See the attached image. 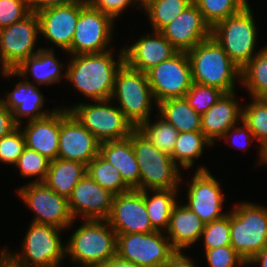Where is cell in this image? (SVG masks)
Masks as SVG:
<instances>
[{"mask_svg":"<svg viewBox=\"0 0 267 267\" xmlns=\"http://www.w3.org/2000/svg\"><path fill=\"white\" fill-rule=\"evenodd\" d=\"M51 267H61V264L59 265H54V266H51ZM63 267V266H62Z\"/></svg>","mask_w":267,"mask_h":267,"instance_id":"56","label":"cell"},{"mask_svg":"<svg viewBox=\"0 0 267 267\" xmlns=\"http://www.w3.org/2000/svg\"><path fill=\"white\" fill-rule=\"evenodd\" d=\"M116 235V255L141 267H164L175 251L165 232Z\"/></svg>","mask_w":267,"mask_h":267,"instance_id":"13","label":"cell"},{"mask_svg":"<svg viewBox=\"0 0 267 267\" xmlns=\"http://www.w3.org/2000/svg\"><path fill=\"white\" fill-rule=\"evenodd\" d=\"M17 127L12 112L0 101V138L10 134Z\"/></svg>","mask_w":267,"mask_h":267,"instance_id":"46","label":"cell"},{"mask_svg":"<svg viewBox=\"0 0 267 267\" xmlns=\"http://www.w3.org/2000/svg\"><path fill=\"white\" fill-rule=\"evenodd\" d=\"M117 51L68 55L66 81L89 101L111 99L116 73L124 63L123 47Z\"/></svg>","mask_w":267,"mask_h":267,"instance_id":"1","label":"cell"},{"mask_svg":"<svg viewBox=\"0 0 267 267\" xmlns=\"http://www.w3.org/2000/svg\"><path fill=\"white\" fill-rule=\"evenodd\" d=\"M49 165L50 160L47 157L25 147L13 168L18 169L20 177L30 179L29 183H37L45 180Z\"/></svg>","mask_w":267,"mask_h":267,"instance_id":"38","label":"cell"},{"mask_svg":"<svg viewBox=\"0 0 267 267\" xmlns=\"http://www.w3.org/2000/svg\"><path fill=\"white\" fill-rule=\"evenodd\" d=\"M111 100L116 101L114 103L135 128L153 117L154 111L158 113V103L146 73L131 68L125 62L116 73Z\"/></svg>","mask_w":267,"mask_h":267,"instance_id":"4","label":"cell"},{"mask_svg":"<svg viewBox=\"0 0 267 267\" xmlns=\"http://www.w3.org/2000/svg\"><path fill=\"white\" fill-rule=\"evenodd\" d=\"M180 189L145 190V206L155 231L166 232L173 207L181 197Z\"/></svg>","mask_w":267,"mask_h":267,"instance_id":"29","label":"cell"},{"mask_svg":"<svg viewBox=\"0 0 267 267\" xmlns=\"http://www.w3.org/2000/svg\"><path fill=\"white\" fill-rule=\"evenodd\" d=\"M255 18L249 4L239 13L218 22L211 29V36L240 69L261 50L257 45L259 27Z\"/></svg>","mask_w":267,"mask_h":267,"instance_id":"6","label":"cell"},{"mask_svg":"<svg viewBox=\"0 0 267 267\" xmlns=\"http://www.w3.org/2000/svg\"><path fill=\"white\" fill-rule=\"evenodd\" d=\"M197 265L198 263L189 257L186 251L175 250L164 264V267H198Z\"/></svg>","mask_w":267,"mask_h":267,"instance_id":"47","label":"cell"},{"mask_svg":"<svg viewBox=\"0 0 267 267\" xmlns=\"http://www.w3.org/2000/svg\"><path fill=\"white\" fill-rule=\"evenodd\" d=\"M204 257L209 267H246L245 260L231 245L205 249Z\"/></svg>","mask_w":267,"mask_h":267,"instance_id":"42","label":"cell"},{"mask_svg":"<svg viewBox=\"0 0 267 267\" xmlns=\"http://www.w3.org/2000/svg\"><path fill=\"white\" fill-rule=\"evenodd\" d=\"M6 254L4 247H0V259Z\"/></svg>","mask_w":267,"mask_h":267,"instance_id":"55","label":"cell"},{"mask_svg":"<svg viewBox=\"0 0 267 267\" xmlns=\"http://www.w3.org/2000/svg\"><path fill=\"white\" fill-rule=\"evenodd\" d=\"M195 173L190 175L191 178L183 180L181 184L185 183L186 194L183 198L185 205H187L204 224L210 223L214 220L222 218L229 213L230 209L224 208L226 202L224 189L221 186L220 180L218 181L215 175H212L211 170L206 165H199L194 170ZM193 176V177H192ZM226 210V211H223Z\"/></svg>","mask_w":267,"mask_h":267,"instance_id":"10","label":"cell"},{"mask_svg":"<svg viewBox=\"0 0 267 267\" xmlns=\"http://www.w3.org/2000/svg\"><path fill=\"white\" fill-rule=\"evenodd\" d=\"M87 2V0H29L31 12H40L46 8Z\"/></svg>","mask_w":267,"mask_h":267,"instance_id":"48","label":"cell"},{"mask_svg":"<svg viewBox=\"0 0 267 267\" xmlns=\"http://www.w3.org/2000/svg\"><path fill=\"white\" fill-rule=\"evenodd\" d=\"M158 114L177 131H201V115L188 104L185 97L169 98L158 103Z\"/></svg>","mask_w":267,"mask_h":267,"instance_id":"31","label":"cell"},{"mask_svg":"<svg viewBox=\"0 0 267 267\" xmlns=\"http://www.w3.org/2000/svg\"><path fill=\"white\" fill-rule=\"evenodd\" d=\"M86 170L87 166L81 162L57 158L50 161L43 182L55 193L68 199Z\"/></svg>","mask_w":267,"mask_h":267,"instance_id":"28","label":"cell"},{"mask_svg":"<svg viewBox=\"0 0 267 267\" xmlns=\"http://www.w3.org/2000/svg\"><path fill=\"white\" fill-rule=\"evenodd\" d=\"M100 142L66 108L60 107L58 159L78 161L86 166L99 154Z\"/></svg>","mask_w":267,"mask_h":267,"instance_id":"16","label":"cell"},{"mask_svg":"<svg viewBox=\"0 0 267 267\" xmlns=\"http://www.w3.org/2000/svg\"><path fill=\"white\" fill-rule=\"evenodd\" d=\"M146 75L157 103L184 97L193 84L188 55L182 51L153 67Z\"/></svg>","mask_w":267,"mask_h":267,"instance_id":"15","label":"cell"},{"mask_svg":"<svg viewBox=\"0 0 267 267\" xmlns=\"http://www.w3.org/2000/svg\"><path fill=\"white\" fill-rule=\"evenodd\" d=\"M155 114L154 119L144 121L137 128L157 149L171 156L179 132L158 113Z\"/></svg>","mask_w":267,"mask_h":267,"instance_id":"35","label":"cell"},{"mask_svg":"<svg viewBox=\"0 0 267 267\" xmlns=\"http://www.w3.org/2000/svg\"><path fill=\"white\" fill-rule=\"evenodd\" d=\"M219 141H225L226 145L228 144L230 147L239 150H247L253 144L252 142H257L249 126L243 119L241 122L232 126Z\"/></svg>","mask_w":267,"mask_h":267,"instance_id":"44","label":"cell"},{"mask_svg":"<svg viewBox=\"0 0 267 267\" xmlns=\"http://www.w3.org/2000/svg\"><path fill=\"white\" fill-rule=\"evenodd\" d=\"M0 66H1V74L5 73L8 69L4 66L3 61L1 60L0 57Z\"/></svg>","mask_w":267,"mask_h":267,"instance_id":"54","label":"cell"},{"mask_svg":"<svg viewBox=\"0 0 267 267\" xmlns=\"http://www.w3.org/2000/svg\"><path fill=\"white\" fill-rule=\"evenodd\" d=\"M87 2L95 9L100 10L102 13H105L111 16L116 22L117 18L121 14L130 8L136 7L132 0H87Z\"/></svg>","mask_w":267,"mask_h":267,"instance_id":"45","label":"cell"},{"mask_svg":"<svg viewBox=\"0 0 267 267\" xmlns=\"http://www.w3.org/2000/svg\"><path fill=\"white\" fill-rule=\"evenodd\" d=\"M199 243H202V250L230 245V210L222 218L204 224Z\"/></svg>","mask_w":267,"mask_h":267,"instance_id":"39","label":"cell"},{"mask_svg":"<svg viewBox=\"0 0 267 267\" xmlns=\"http://www.w3.org/2000/svg\"><path fill=\"white\" fill-rule=\"evenodd\" d=\"M153 0H132L136 8L143 10L152 2Z\"/></svg>","mask_w":267,"mask_h":267,"instance_id":"52","label":"cell"},{"mask_svg":"<svg viewBox=\"0 0 267 267\" xmlns=\"http://www.w3.org/2000/svg\"><path fill=\"white\" fill-rule=\"evenodd\" d=\"M88 2L50 7L37 12L40 24V36L50 47L44 49H59L65 52L71 47L76 25L81 9Z\"/></svg>","mask_w":267,"mask_h":267,"instance_id":"19","label":"cell"},{"mask_svg":"<svg viewBox=\"0 0 267 267\" xmlns=\"http://www.w3.org/2000/svg\"><path fill=\"white\" fill-rule=\"evenodd\" d=\"M99 155L119 170L130 189L140 190L139 166L129 136L100 143Z\"/></svg>","mask_w":267,"mask_h":267,"instance_id":"27","label":"cell"},{"mask_svg":"<svg viewBox=\"0 0 267 267\" xmlns=\"http://www.w3.org/2000/svg\"><path fill=\"white\" fill-rule=\"evenodd\" d=\"M203 229L204 223L201 219L183 202H177L165 233L174 250L185 251L192 245H198Z\"/></svg>","mask_w":267,"mask_h":267,"instance_id":"26","label":"cell"},{"mask_svg":"<svg viewBox=\"0 0 267 267\" xmlns=\"http://www.w3.org/2000/svg\"><path fill=\"white\" fill-rule=\"evenodd\" d=\"M186 53L194 83L213 86L225 93L237 90L241 69L230 59L215 38L210 36Z\"/></svg>","mask_w":267,"mask_h":267,"instance_id":"3","label":"cell"},{"mask_svg":"<svg viewBox=\"0 0 267 267\" xmlns=\"http://www.w3.org/2000/svg\"><path fill=\"white\" fill-rule=\"evenodd\" d=\"M16 76L21 78L20 81L15 83L14 89L4 92L5 96L0 95V101L12 112L13 119L18 126L24 123V120L28 122L45 118L58 108L57 106L51 110L45 108V100L48 101V99L42 94L39 86L27 82L14 70H7L2 74L3 80L6 78L10 80L9 77L13 79Z\"/></svg>","mask_w":267,"mask_h":267,"instance_id":"17","label":"cell"},{"mask_svg":"<svg viewBox=\"0 0 267 267\" xmlns=\"http://www.w3.org/2000/svg\"><path fill=\"white\" fill-rule=\"evenodd\" d=\"M30 13L29 0H0V29L23 20Z\"/></svg>","mask_w":267,"mask_h":267,"instance_id":"43","label":"cell"},{"mask_svg":"<svg viewBox=\"0 0 267 267\" xmlns=\"http://www.w3.org/2000/svg\"><path fill=\"white\" fill-rule=\"evenodd\" d=\"M267 167V145L263 148V160H262V164L261 167Z\"/></svg>","mask_w":267,"mask_h":267,"instance_id":"53","label":"cell"},{"mask_svg":"<svg viewBox=\"0 0 267 267\" xmlns=\"http://www.w3.org/2000/svg\"><path fill=\"white\" fill-rule=\"evenodd\" d=\"M161 33L178 51L187 52L209 38L211 28L203 19L198 7L192 3Z\"/></svg>","mask_w":267,"mask_h":267,"instance_id":"22","label":"cell"},{"mask_svg":"<svg viewBox=\"0 0 267 267\" xmlns=\"http://www.w3.org/2000/svg\"><path fill=\"white\" fill-rule=\"evenodd\" d=\"M40 24L37 13L31 12L23 20L0 29V57L8 70H14L24 60L36 54Z\"/></svg>","mask_w":267,"mask_h":267,"instance_id":"14","label":"cell"},{"mask_svg":"<svg viewBox=\"0 0 267 267\" xmlns=\"http://www.w3.org/2000/svg\"><path fill=\"white\" fill-rule=\"evenodd\" d=\"M247 267L251 265H258L260 267H267V245H265L261 251H259L255 256H253L247 263Z\"/></svg>","mask_w":267,"mask_h":267,"instance_id":"50","label":"cell"},{"mask_svg":"<svg viewBox=\"0 0 267 267\" xmlns=\"http://www.w3.org/2000/svg\"><path fill=\"white\" fill-rule=\"evenodd\" d=\"M240 84L250 98H267V44L240 70Z\"/></svg>","mask_w":267,"mask_h":267,"instance_id":"32","label":"cell"},{"mask_svg":"<svg viewBox=\"0 0 267 267\" xmlns=\"http://www.w3.org/2000/svg\"><path fill=\"white\" fill-rule=\"evenodd\" d=\"M192 3L193 0H153L143 11L152 31L161 32Z\"/></svg>","mask_w":267,"mask_h":267,"instance_id":"34","label":"cell"},{"mask_svg":"<svg viewBox=\"0 0 267 267\" xmlns=\"http://www.w3.org/2000/svg\"><path fill=\"white\" fill-rule=\"evenodd\" d=\"M237 96L236 91L225 93L201 116V131L213 145L242 120L243 104Z\"/></svg>","mask_w":267,"mask_h":267,"instance_id":"23","label":"cell"},{"mask_svg":"<svg viewBox=\"0 0 267 267\" xmlns=\"http://www.w3.org/2000/svg\"><path fill=\"white\" fill-rule=\"evenodd\" d=\"M213 146L202 131L180 132L171 158L181 170L188 171L195 166L196 160L203 157L205 147L210 149Z\"/></svg>","mask_w":267,"mask_h":267,"instance_id":"30","label":"cell"},{"mask_svg":"<svg viewBox=\"0 0 267 267\" xmlns=\"http://www.w3.org/2000/svg\"><path fill=\"white\" fill-rule=\"evenodd\" d=\"M86 173L102 188L114 195L131 190L124 183L119 170L99 154L88 163Z\"/></svg>","mask_w":267,"mask_h":267,"instance_id":"36","label":"cell"},{"mask_svg":"<svg viewBox=\"0 0 267 267\" xmlns=\"http://www.w3.org/2000/svg\"><path fill=\"white\" fill-rule=\"evenodd\" d=\"M0 267H22L15 263L7 254L0 259Z\"/></svg>","mask_w":267,"mask_h":267,"instance_id":"51","label":"cell"},{"mask_svg":"<svg viewBox=\"0 0 267 267\" xmlns=\"http://www.w3.org/2000/svg\"><path fill=\"white\" fill-rule=\"evenodd\" d=\"M19 127L27 148L39 152L50 161L58 158L60 107L45 118L24 122Z\"/></svg>","mask_w":267,"mask_h":267,"instance_id":"25","label":"cell"},{"mask_svg":"<svg viewBox=\"0 0 267 267\" xmlns=\"http://www.w3.org/2000/svg\"><path fill=\"white\" fill-rule=\"evenodd\" d=\"M66 106L61 104L58 107L69 110L100 143L126 138L135 129L111 99L89 103L81 101L73 106Z\"/></svg>","mask_w":267,"mask_h":267,"instance_id":"9","label":"cell"},{"mask_svg":"<svg viewBox=\"0 0 267 267\" xmlns=\"http://www.w3.org/2000/svg\"><path fill=\"white\" fill-rule=\"evenodd\" d=\"M66 68L67 64L65 65V62L61 61L59 56L57 57L53 49L41 48L36 54L24 60L14 71L27 82L40 87L58 84L64 78L63 81L66 82Z\"/></svg>","mask_w":267,"mask_h":267,"instance_id":"24","label":"cell"},{"mask_svg":"<svg viewBox=\"0 0 267 267\" xmlns=\"http://www.w3.org/2000/svg\"><path fill=\"white\" fill-rule=\"evenodd\" d=\"M25 147L24 134L18 126L10 134L0 138V162L14 166Z\"/></svg>","mask_w":267,"mask_h":267,"instance_id":"41","label":"cell"},{"mask_svg":"<svg viewBox=\"0 0 267 267\" xmlns=\"http://www.w3.org/2000/svg\"><path fill=\"white\" fill-rule=\"evenodd\" d=\"M243 121L249 126L258 142V159L255 165L261 166L263 160V148L267 145V98H252L249 103L243 105Z\"/></svg>","mask_w":267,"mask_h":267,"instance_id":"33","label":"cell"},{"mask_svg":"<svg viewBox=\"0 0 267 267\" xmlns=\"http://www.w3.org/2000/svg\"><path fill=\"white\" fill-rule=\"evenodd\" d=\"M16 195L23 206L33 211L32 222L67 230L74 221L68 199L55 193L44 182H27L17 188Z\"/></svg>","mask_w":267,"mask_h":267,"instance_id":"12","label":"cell"},{"mask_svg":"<svg viewBox=\"0 0 267 267\" xmlns=\"http://www.w3.org/2000/svg\"><path fill=\"white\" fill-rule=\"evenodd\" d=\"M224 91L213 87L194 83L184 96L188 104L197 114L203 115L213 104H215L223 95Z\"/></svg>","mask_w":267,"mask_h":267,"instance_id":"40","label":"cell"},{"mask_svg":"<svg viewBox=\"0 0 267 267\" xmlns=\"http://www.w3.org/2000/svg\"><path fill=\"white\" fill-rule=\"evenodd\" d=\"M64 229L52 225L30 222L26 229L20 250L10 251L4 247L6 254L22 267H51L63 265L66 258V242L60 236Z\"/></svg>","mask_w":267,"mask_h":267,"instance_id":"5","label":"cell"},{"mask_svg":"<svg viewBox=\"0 0 267 267\" xmlns=\"http://www.w3.org/2000/svg\"><path fill=\"white\" fill-rule=\"evenodd\" d=\"M123 45L124 62L135 70L146 73L174 56L178 50L161 32L151 31Z\"/></svg>","mask_w":267,"mask_h":267,"instance_id":"21","label":"cell"},{"mask_svg":"<svg viewBox=\"0 0 267 267\" xmlns=\"http://www.w3.org/2000/svg\"><path fill=\"white\" fill-rule=\"evenodd\" d=\"M116 21L87 3L80 11L67 55L102 53L114 47ZM113 42V43H112ZM112 43V44H111Z\"/></svg>","mask_w":267,"mask_h":267,"instance_id":"11","label":"cell"},{"mask_svg":"<svg viewBox=\"0 0 267 267\" xmlns=\"http://www.w3.org/2000/svg\"><path fill=\"white\" fill-rule=\"evenodd\" d=\"M230 209V245L247 263L267 245V207L241 201Z\"/></svg>","mask_w":267,"mask_h":267,"instance_id":"8","label":"cell"},{"mask_svg":"<svg viewBox=\"0 0 267 267\" xmlns=\"http://www.w3.org/2000/svg\"><path fill=\"white\" fill-rule=\"evenodd\" d=\"M66 240V258L78 267H94L116 256V232L107 220L85 219ZM74 227V228H73Z\"/></svg>","mask_w":267,"mask_h":267,"instance_id":"2","label":"cell"},{"mask_svg":"<svg viewBox=\"0 0 267 267\" xmlns=\"http://www.w3.org/2000/svg\"><path fill=\"white\" fill-rule=\"evenodd\" d=\"M106 220L116 234L155 231L145 206V190L131 189L114 195L111 212Z\"/></svg>","mask_w":267,"mask_h":267,"instance_id":"18","label":"cell"},{"mask_svg":"<svg viewBox=\"0 0 267 267\" xmlns=\"http://www.w3.org/2000/svg\"><path fill=\"white\" fill-rule=\"evenodd\" d=\"M212 29L218 22L242 11L250 0H193Z\"/></svg>","mask_w":267,"mask_h":267,"instance_id":"37","label":"cell"},{"mask_svg":"<svg viewBox=\"0 0 267 267\" xmlns=\"http://www.w3.org/2000/svg\"><path fill=\"white\" fill-rule=\"evenodd\" d=\"M113 197L114 194L86 173L68 198L71 215L74 220H106L111 212Z\"/></svg>","mask_w":267,"mask_h":267,"instance_id":"20","label":"cell"},{"mask_svg":"<svg viewBox=\"0 0 267 267\" xmlns=\"http://www.w3.org/2000/svg\"><path fill=\"white\" fill-rule=\"evenodd\" d=\"M94 267H141L140 265L135 264L134 262L126 261L119 258L117 255L102 264H98Z\"/></svg>","mask_w":267,"mask_h":267,"instance_id":"49","label":"cell"},{"mask_svg":"<svg viewBox=\"0 0 267 267\" xmlns=\"http://www.w3.org/2000/svg\"><path fill=\"white\" fill-rule=\"evenodd\" d=\"M140 171V190L181 189L182 170L135 128L130 136ZM182 172V173H181Z\"/></svg>","mask_w":267,"mask_h":267,"instance_id":"7","label":"cell"}]
</instances>
